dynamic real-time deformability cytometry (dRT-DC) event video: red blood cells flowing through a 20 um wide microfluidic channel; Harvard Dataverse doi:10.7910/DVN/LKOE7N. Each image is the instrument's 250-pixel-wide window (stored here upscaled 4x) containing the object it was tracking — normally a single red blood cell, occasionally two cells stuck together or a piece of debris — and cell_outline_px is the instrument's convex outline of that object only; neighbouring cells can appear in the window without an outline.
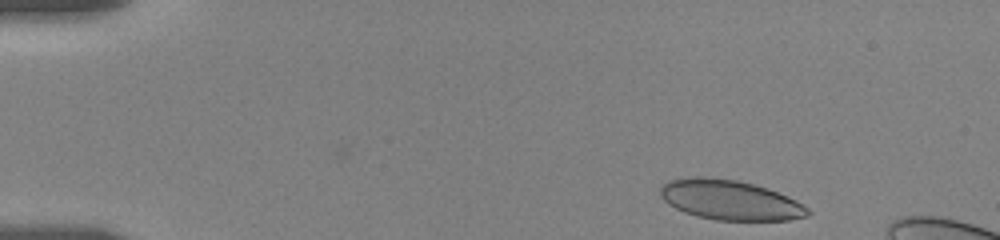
{"species": "human", "species_latin": "Homo sapiens", "temperature_condition": "room temperature", "stored_images_in_passage": 30, "camera_frame_rate_fps": 3000, "um_per_image_px": 0.085, "donor": {"sex": "female"}, "frame": {"image": 1, "passage_image": 2, "time_ms": 0.333, "image_size_px": [1000, 240], "cell_outline_px": [[812, 212], [808, 216], [788, 220], [716, 220], [696, 216], [684, 212], [668, 204], [660, 196], [660, 188], [668, 180], [692, 176], [704, 176], [736, 180], [756, 184], [768, 188], [788, 196], [796, 200], [808, 208]], "centroid_in_image_um": [62.05, 16.99], "position_along_channel_um": 23.0, "area_um2": 34.51}}
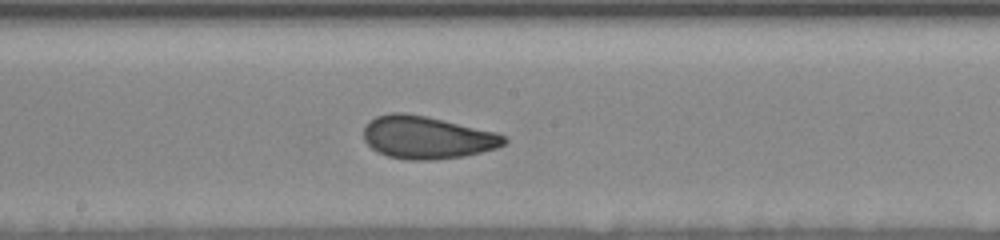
{"frame": {"image": 2, "passage_image": 18, "time_ms": 8.333, "image_size_px": [1000, 240], "cell_outline_px": [[508, 140], [504, 144], [496, 148], [480, 152], [460, 156], [432, 160], [408, 160], [388, 156], [376, 152], [364, 140], [364, 124], [368, 120], [376, 116], [392, 112], [404, 112], [428, 116], [496, 132], [504, 136]], "centroid_in_image_um": [36.25, 11.66], "position_along_channel_um": 212.0, "area_um2": 35.03}}
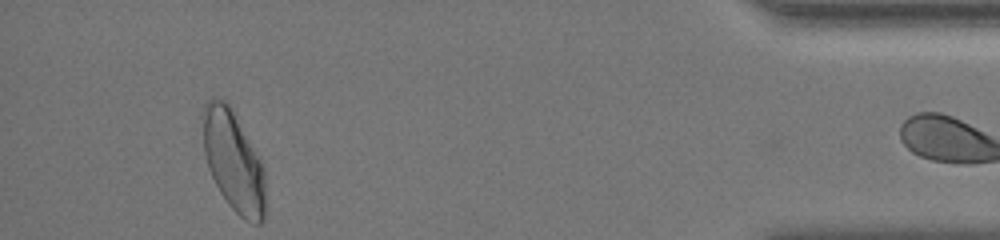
{"frame": {"image": 3, "passage_image": 29, "time_ms": 15.667, "image_size_px": [1000, 240], "cell_outline_px": [[264, 220], [260, 224], [256, 224], [244, 220], [228, 204], [220, 192], [208, 168], [204, 152], [204, 104], [212, 96], [224, 100], [228, 104], [260, 160], [264, 168]], "centroid_in_image_um": [19.84, 13.74], "position_along_channel_um": 415.4, "area_um2": 35.84}, "authors_computed_cell_mechanics": {"area_um2": 34.7956, "velocity_mm_per_s": 3.5324, "shape_relaxation_time_tau1_ms": 6.8421, "shape_relaxation_time_tau2_ms": 0.9036, "deformation_change_tau1": 0.1465, "deformation_change_tau2": 0.0674}}